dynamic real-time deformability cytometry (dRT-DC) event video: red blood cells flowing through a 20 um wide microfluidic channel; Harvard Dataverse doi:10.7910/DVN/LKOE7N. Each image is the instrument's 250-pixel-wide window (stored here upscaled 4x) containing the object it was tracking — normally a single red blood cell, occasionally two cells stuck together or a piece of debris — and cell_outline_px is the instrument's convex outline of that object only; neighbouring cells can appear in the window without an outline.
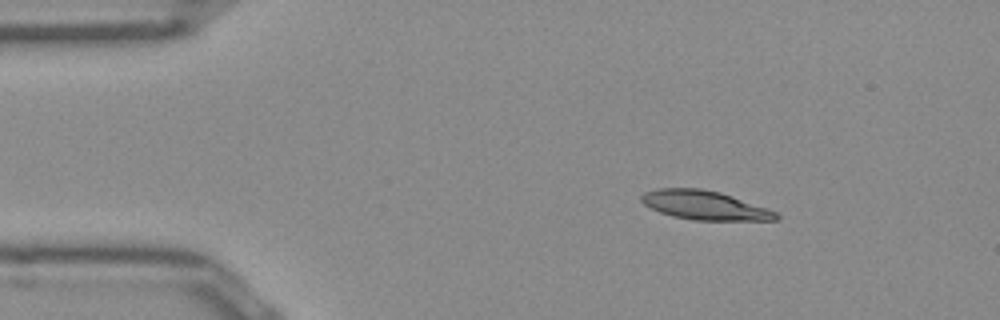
{"species": "Egyptian fruit bat (a non-hibernating species)", "species_latin": "Rousettus aegyptiacus", "temperature_condition": "room temperature", "stored_images_in_passage": 44, "camera_frame_rate_fps": 3000, "um_per_image_px": 0.085, "frame": {"image": 1, "passage_image": 1, "time_ms": 0.0, "image_size_px": [1000, 320], "cell_outline_px": [[780, 220], [692, 220], [672, 216], [660, 212], [644, 204], [640, 200], [640, 196], [644, 192], [656, 188], [700, 188], [720, 192], [732, 196], [776, 212], [780, 216]], "centroid_in_image_um": [59.86, 17.44], "position_along_channel_um": 25.1, "area_um2": 22.66}}
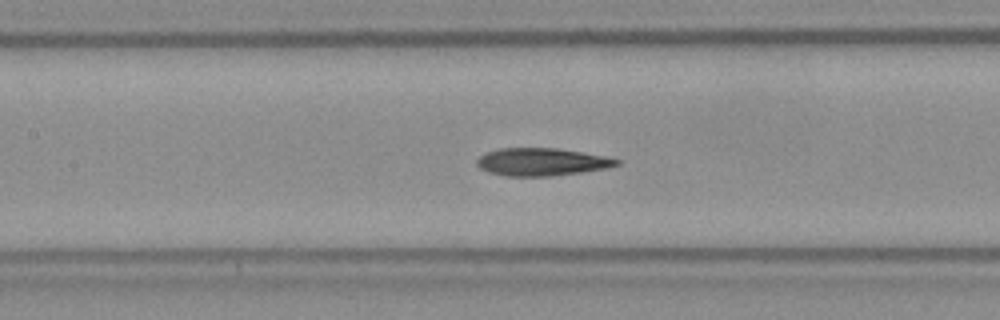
{"frame": {"image": 2, "passage_image": 16, "time_ms": 5.0, "image_size_px": [1000, 320], "cell_outline_px": [[620, 164], [608, 168], [580, 172], [548, 176], [504, 176], [488, 172], [480, 168], [476, 164], [476, 160], [480, 156], [488, 152], [500, 148], [556, 148], [584, 152], [604, 156], [620, 160]], "centroid_in_image_um": [46.04, 13.76], "position_along_channel_um": 161.4, "area_um2": 22.48}}
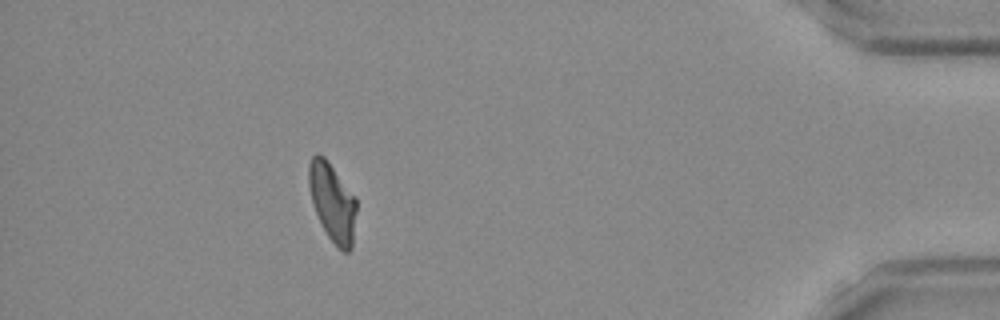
{"frame": {"image": 3, "passage_image": 39, "time_ms": 12.667, "image_size_px": [1000, 320], "cell_outline_px": [[356, 212], [352, 248], [348, 252], [344, 252], [336, 248], [328, 236], [316, 212], [312, 200], [308, 184], [308, 164], [312, 156], [316, 152], [324, 156], [328, 160], [356, 196]], "centroid_in_image_um": [28.27, 17.16], "position_along_channel_um": 406.9, "area_um2": 21.96}, "authors_computed_cell_mechanics": {"area_um2": 22.4264, "velocity_mm_per_s": 3.95, "shape_relaxation_time_tau1_ms": 9.1289, "shape_relaxation_time_tau2_ms": 1.7756, "deformation_change_tau1": 0.2554, "deformation_change_tau2": 0.1018}}